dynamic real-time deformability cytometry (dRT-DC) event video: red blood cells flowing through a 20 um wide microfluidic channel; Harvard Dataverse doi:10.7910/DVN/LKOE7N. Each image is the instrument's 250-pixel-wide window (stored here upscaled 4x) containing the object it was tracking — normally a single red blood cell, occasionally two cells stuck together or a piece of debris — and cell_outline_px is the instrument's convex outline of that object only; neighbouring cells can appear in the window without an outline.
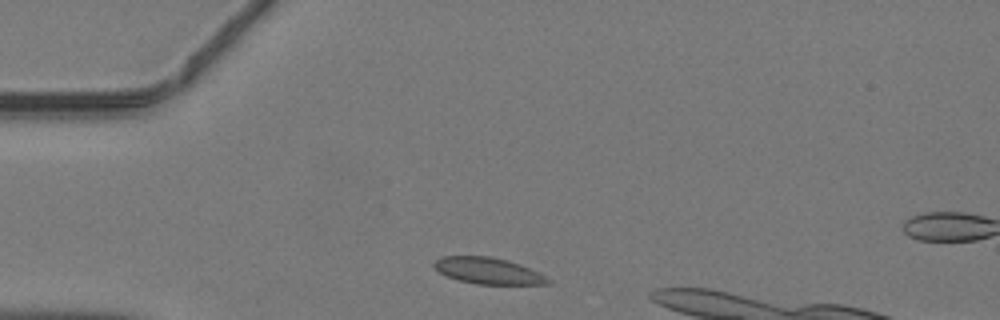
{"species": "common noctule bat (a hibernating species)", "species_latin": "Nyctalus noctula", "temperature_condition": "warm", "stored_images_in_passage": 30, "camera_frame_rate_fps": 3000, "um_per_image_px": 0.085, "animal": {"sex": "male", "body_mass_g": 19.2, "forearm_length_mm": 51.8}, "frame": {"image": 1, "passage_image": 1, "time_ms": 0.0, "image_size_px": [1000, 320], "cell_outline_px": [[552, 280], [548, 284], [476, 284], [460, 280], [448, 276], [440, 272], [432, 264], [436, 260], [444, 256], [492, 256], [508, 260], [520, 264]], "centroid_in_image_um": [41.49, 23.01], "position_along_channel_um": 43.5, "area_um2": 17.22}}
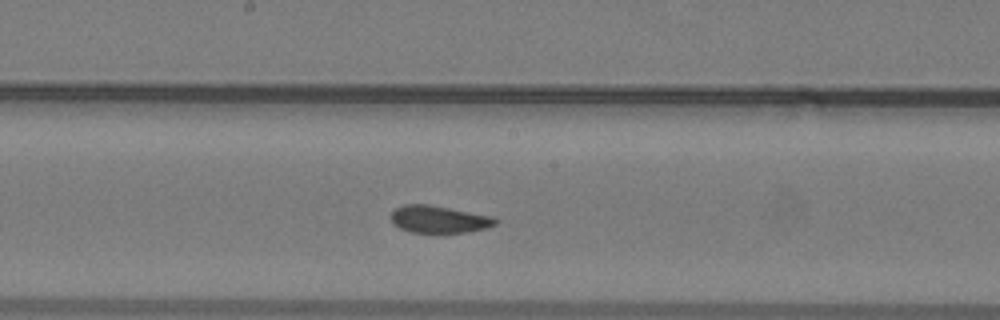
{"frame": {"image": 2, "passage_image": 14, "time_ms": 4.333, "image_size_px": [1000, 320], "cell_outline_px": [[496, 224], [488, 228], [464, 232], [412, 232], [400, 228], [392, 224], [392, 212], [396, 208], [404, 204], [428, 204], [492, 216], [496, 220]], "centroid_in_image_um": [37.29, 18.63], "position_along_channel_um": 210.9, "area_um2": 16.36}}
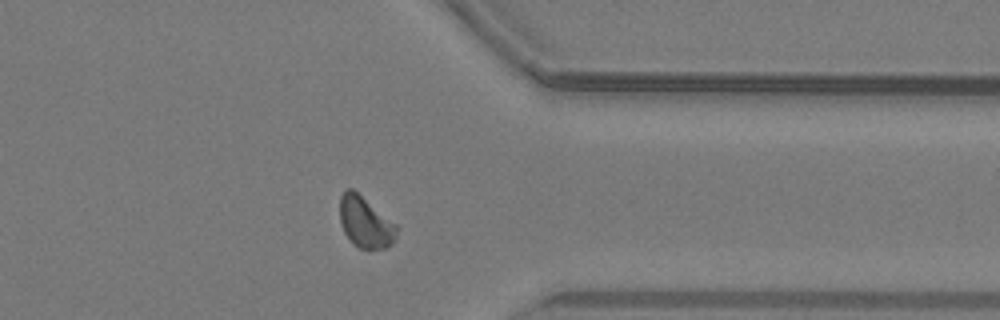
{"frame": {"image": 3, "passage_image": 26, "time_ms": 8.333, "image_size_px": [1000, 320], "cell_outline_px": [[400, 228], [396, 240], [388, 248], [360, 248], [352, 244], [344, 232], [340, 224], [340, 196], [348, 188], [352, 188], [396, 224]], "centroid_in_image_um": [31.08, 18.91], "position_along_channel_um": 380.3, "area_um2": 17.05}}